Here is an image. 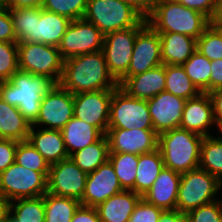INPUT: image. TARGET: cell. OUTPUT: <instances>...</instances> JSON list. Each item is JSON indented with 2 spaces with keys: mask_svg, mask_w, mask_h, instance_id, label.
Wrapping results in <instances>:
<instances>
[{
  "mask_svg": "<svg viewBox=\"0 0 222 222\" xmlns=\"http://www.w3.org/2000/svg\"><path fill=\"white\" fill-rule=\"evenodd\" d=\"M59 84L73 95L119 86L108 69L102 50L64 60Z\"/></svg>",
  "mask_w": 222,
  "mask_h": 222,
  "instance_id": "obj_1",
  "label": "cell"
},
{
  "mask_svg": "<svg viewBox=\"0 0 222 222\" xmlns=\"http://www.w3.org/2000/svg\"><path fill=\"white\" fill-rule=\"evenodd\" d=\"M18 43L59 46L71 20L42 8L9 9Z\"/></svg>",
  "mask_w": 222,
  "mask_h": 222,
  "instance_id": "obj_2",
  "label": "cell"
},
{
  "mask_svg": "<svg viewBox=\"0 0 222 222\" xmlns=\"http://www.w3.org/2000/svg\"><path fill=\"white\" fill-rule=\"evenodd\" d=\"M54 84L46 76L18 70L8 81L0 82V98L16 106L32 125L39 115L43 96Z\"/></svg>",
  "mask_w": 222,
  "mask_h": 222,
  "instance_id": "obj_3",
  "label": "cell"
},
{
  "mask_svg": "<svg viewBox=\"0 0 222 222\" xmlns=\"http://www.w3.org/2000/svg\"><path fill=\"white\" fill-rule=\"evenodd\" d=\"M157 33H179L198 39L211 20L203 13L176 0H156L146 18Z\"/></svg>",
  "mask_w": 222,
  "mask_h": 222,
  "instance_id": "obj_4",
  "label": "cell"
},
{
  "mask_svg": "<svg viewBox=\"0 0 222 222\" xmlns=\"http://www.w3.org/2000/svg\"><path fill=\"white\" fill-rule=\"evenodd\" d=\"M203 138L180 127L158 134V149L163 156L164 167L180 174L199 168Z\"/></svg>",
  "mask_w": 222,
  "mask_h": 222,
  "instance_id": "obj_5",
  "label": "cell"
},
{
  "mask_svg": "<svg viewBox=\"0 0 222 222\" xmlns=\"http://www.w3.org/2000/svg\"><path fill=\"white\" fill-rule=\"evenodd\" d=\"M84 19L94 24L105 36L137 26L144 17L120 0H88Z\"/></svg>",
  "mask_w": 222,
  "mask_h": 222,
  "instance_id": "obj_6",
  "label": "cell"
},
{
  "mask_svg": "<svg viewBox=\"0 0 222 222\" xmlns=\"http://www.w3.org/2000/svg\"><path fill=\"white\" fill-rule=\"evenodd\" d=\"M222 183L206 170L197 168L181 174L176 209L184 214L201 205L218 200L215 198Z\"/></svg>",
  "mask_w": 222,
  "mask_h": 222,
  "instance_id": "obj_7",
  "label": "cell"
},
{
  "mask_svg": "<svg viewBox=\"0 0 222 222\" xmlns=\"http://www.w3.org/2000/svg\"><path fill=\"white\" fill-rule=\"evenodd\" d=\"M63 59L57 46L42 43H18L19 70L43 75L59 84L63 73Z\"/></svg>",
  "mask_w": 222,
  "mask_h": 222,
  "instance_id": "obj_8",
  "label": "cell"
},
{
  "mask_svg": "<svg viewBox=\"0 0 222 222\" xmlns=\"http://www.w3.org/2000/svg\"><path fill=\"white\" fill-rule=\"evenodd\" d=\"M47 192V177L16 162L0 173V195L9 202L35 198Z\"/></svg>",
  "mask_w": 222,
  "mask_h": 222,
  "instance_id": "obj_9",
  "label": "cell"
},
{
  "mask_svg": "<svg viewBox=\"0 0 222 222\" xmlns=\"http://www.w3.org/2000/svg\"><path fill=\"white\" fill-rule=\"evenodd\" d=\"M108 128L154 129L147 100L134 98L119 86L115 88L110 103Z\"/></svg>",
  "mask_w": 222,
  "mask_h": 222,
  "instance_id": "obj_10",
  "label": "cell"
},
{
  "mask_svg": "<svg viewBox=\"0 0 222 222\" xmlns=\"http://www.w3.org/2000/svg\"><path fill=\"white\" fill-rule=\"evenodd\" d=\"M146 24L147 19L144 18L137 26L104 36L102 51L108 69L117 81L128 71L137 33Z\"/></svg>",
  "mask_w": 222,
  "mask_h": 222,
  "instance_id": "obj_11",
  "label": "cell"
},
{
  "mask_svg": "<svg viewBox=\"0 0 222 222\" xmlns=\"http://www.w3.org/2000/svg\"><path fill=\"white\" fill-rule=\"evenodd\" d=\"M104 35L92 23L83 19L72 20L58 46L63 60L101 51Z\"/></svg>",
  "mask_w": 222,
  "mask_h": 222,
  "instance_id": "obj_12",
  "label": "cell"
},
{
  "mask_svg": "<svg viewBox=\"0 0 222 222\" xmlns=\"http://www.w3.org/2000/svg\"><path fill=\"white\" fill-rule=\"evenodd\" d=\"M73 116V94L60 84H54L43 96L39 115L32 126L40 127L42 125L40 128L61 130Z\"/></svg>",
  "mask_w": 222,
  "mask_h": 222,
  "instance_id": "obj_13",
  "label": "cell"
},
{
  "mask_svg": "<svg viewBox=\"0 0 222 222\" xmlns=\"http://www.w3.org/2000/svg\"><path fill=\"white\" fill-rule=\"evenodd\" d=\"M88 174L82 171L69 157L50 165L47 178V192L81 200Z\"/></svg>",
  "mask_w": 222,
  "mask_h": 222,
  "instance_id": "obj_14",
  "label": "cell"
},
{
  "mask_svg": "<svg viewBox=\"0 0 222 222\" xmlns=\"http://www.w3.org/2000/svg\"><path fill=\"white\" fill-rule=\"evenodd\" d=\"M114 90L103 89L73 95L74 116L93 125L105 135L108 129L110 103Z\"/></svg>",
  "mask_w": 222,
  "mask_h": 222,
  "instance_id": "obj_15",
  "label": "cell"
},
{
  "mask_svg": "<svg viewBox=\"0 0 222 222\" xmlns=\"http://www.w3.org/2000/svg\"><path fill=\"white\" fill-rule=\"evenodd\" d=\"M160 36L148 23L137 33L128 71L131 77L162 65Z\"/></svg>",
  "mask_w": 222,
  "mask_h": 222,
  "instance_id": "obj_16",
  "label": "cell"
},
{
  "mask_svg": "<svg viewBox=\"0 0 222 222\" xmlns=\"http://www.w3.org/2000/svg\"><path fill=\"white\" fill-rule=\"evenodd\" d=\"M109 153L141 155L158 149V134L154 129L108 128Z\"/></svg>",
  "mask_w": 222,
  "mask_h": 222,
  "instance_id": "obj_17",
  "label": "cell"
},
{
  "mask_svg": "<svg viewBox=\"0 0 222 222\" xmlns=\"http://www.w3.org/2000/svg\"><path fill=\"white\" fill-rule=\"evenodd\" d=\"M113 165L109 160L89 173L86 180L81 205L97 207L111 196L123 191Z\"/></svg>",
  "mask_w": 222,
  "mask_h": 222,
  "instance_id": "obj_18",
  "label": "cell"
},
{
  "mask_svg": "<svg viewBox=\"0 0 222 222\" xmlns=\"http://www.w3.org/2000/svg\"><path fill=\"white\" fill-rule=\"evenodd\" d=\"M186 100L162 91L147 100L154 131L157 134L180 127Z\"/></svg>",
  "mask_w": 222,
  "mask_h": 222,
  "instance_id": "obj_19",
  "label": "cell"
},
{
  "mask_svg": "<svg viewBox=\"0 0 222 222\" xmlns=\"http://www.w3.org/2000/svg\"><path fill=\"white\" fill-rule=\"evenodd\" d=\"M213 125L216 123L208 93L201 92L198 96L186 100L180 128L205 137L211 135L209 130Z\"/></svg>",
  "mask_w": 222,
  "mask_h": 222,
  "instance_id": "obj_20",
  "label": "cell"
},
{
  "mask_svg": "<svg viewBox=\"0 0 222 222\" xmlns=\"http://www.w3.org/2000/svg\"><path fill=\"white\" fill-rule=\"evenodd\" d=\"M118 83L128 95L141 100H149L165 91V65H159L131 77H121Z\"/></svg>",
  "mask_w": 222,
  "mask_h": 222,
  "instance_id": "obj_21",
  "label": "cell"
},
{
  "mask_svg": "<svg viewBox=\"0 0 222 222\" xmlns=\"http://www.w3.org/2000/svg\"><path fill=\"white\" fill-rule=\"evenodd\" d=\"M180 178V173L163 167L152 187L142 198L163 210L176 209Z\"/></svg>",
  "mask_w": 222,
  "mask_h": 222,
  "instance_id": "obj_22",
  "label": "cell"
},
{
  "mask_svg": "<svg viewBox=\"0 0 222 222\" xmlns=\"http://www.w3.org/2000/svg\"><path fill=\"white\" fill-rule=\"evenodd\" d=\"M30 127L28 141L43 156V158L53 165L61 160L69 158L66 151L61 130Z\"/></svg>",
  "mask_w": 222,
  "mask_h": 222,
  "instance_id": "obj_23",
  "label": "cell"
},
{
  "mask_svg": "<svg viewBox=\"0 0 222 222\" xmlns=\"http://www.w3.org/2000/svg\"><path fill=\"white\" fill-rule=\"evenodd\" d=\"M141 198L142 196L132 190H123L95 208L101 222H129Z\"/></svg>",
  "mask_w": 222,
  "mask_h": 222,
  "instance_id": "obj_24",
  "label": "cell"
},
{
  "mask_svg": "<svg viewBox=\"0 0 222 222\" xmlns=\"http://www.w3.org/2000/svg\"><path fill=\"white\" fill-rule=\"evenodd\" d=\"M164 65H182L197 50V40L179 33H159Z\"/></svg>",
  "mask_w": 222,
  "mask_h": 222,
  "instance_id": "obj_25",
  "label": "cell"
},
{
  "mask_svg": "<svg viewBox=\"0 0 222 222\" xmlns=\"http://www.w3.org/2000/svg\"><path fill=\"white\" fill-rule=\"evenodd\" d=\"M68 155L98 141L103 134L93 125L73 116L61 129Z\"/></svg>",
  "mask_w": 222,
  "mask_h": 222,
  "instance_id": "obj_26",
  "label": "cell"
},
{
  "mask_svg": "<svg viewBox=\"0 0 222 222\" xmlns=\"http://www.w3.org/2000/svg\"><path fill=\"white\" fill-rule=\"evenodd\" d=\"M30 127L16 106L0 98V138L26 141Z\"/></svg>",
  "mask_w": 222,
  "mask_h": 222,
  "instance_id": "obj_27",
  "label": "cell"
},
{
  "mask_svg": "<svg viewBox=\"0 0 222 222\" xmlns=\"http://www.w3.org/2000/svg\"><path fill=\"white\" fill-rule=\"evenodd\" d=\"M163 167V156L159 149L139 155L134 192L143 196L152 187Z\"/></svg>",
  "mask_w": 222,
  "mask_h": 222,
  "instance_id": "obj_28",
  "label": "cell"
},
{
  "mask_svg": "<svg viewBox=\"0 0 222 222\" xmlns=\"http://www.w3.org/2000/svg\"><path fill=\"white\" fill-rule=\"evenodd\" d=\"M109 146L106 135L95 143L72 153L69 157L86 174L92 173L108 160Z\"/></svg>",
  "mask_w": 222,
  "mask_h": 222,
  "instance_id": "obj_29",
  "label": "cell"
},
{
  "mask_svg": "<svg viewBox=\"0 0 222 222\" xmlns=\"http://www.w3.org/2000/svg\"><path fill=\"white\" fill-rule=\"evenodd\" d=\"M165 91L188 100L198 96L201 91L193 84L182 65H165Z\"/></svg>",
  "mask_w": 222,
  "mask_h": 222,
  "instance_id": "obj_30",
  "label": "cell"
},
{
  "mask_svg": "<svg viewBox=\"0 0 222 222\" xmlns=\"http://www.w3.org/2000/svg\"><path fill=\"white\" fill-rule=\"evenodd\" d=\"M80 201L70 197H60L48 192L44 194V222H71Z\"/></svg>",
  "mask_w": 222,
  "mask_h": 222,
  "instance_id": "obj_31",
  "label": "cell"
},
{
  "mask_svg": "<svg viewBox=\"0 0 222 222\" xmlns=\"http://www.w3.org/2000/svg\"><path fill=\"white\" fill-rule=\"evenodd\" d=\"M199 168L206 170L222 183V139L219 135L203 138Z\"/></svg>",
  "mask_w": 222,
  "mask_h": 222,
  "instance_id": "obj_32",
  "label": "cell"
},
{
  "mask_svg": "<svg viewBox=\"0 0 222 222\" xmlns=\"http://www.w3.org/2000/svg\"><path fill=\"white\" fill-rule=\"evenodd\" d=\"M9 213L19 222H44V195L35 198H20L10 202Z\"/></svg>",
  "mask_w": 222,
  "mask_h": 222,
  "instance_id": "obj_33",
  "label": "cell"
},
{
  "mask_svg": "<svg viewBox=\"0 0 222 222\" xmlns=\"http://www.w3.org/2000/svg\"><path fill=\"white\" fill-rule=\"evenodd\" d=\"M186 74L201 92H210L211 61L197 50L182 64Z\"/></svg>",
  "mask_w": 222,
  "mask_h": 222,
  "instance_id": "obj_34",
  "label": "cell"
},
{
  "mask_svg": "<svg viewBox=\"0 0 222 222\" xmlns=\"http://www.w3.org/2000/svg\"><path fill=\"white\" fill-rule=\"evenodd\" d=\"M139 155L130 153H109L108 160L114 167L120 185L124 190L134 191L136 168Z\"/></svg>",
  "mask_w": 222,
  "mask_h": 222,
  "instance_id": "obj_35",
  "label": "cell"
},
{
  "mask_svg": "<svg viewBox=\"0 0 222 222\" xmlns=\"http://www.w3.org/2000/svg\"><path fill=\"white\" fill-rule=\"evenodd\" d=\"M15 162L25 168L41 172L48 178L49 163L28 140L17 143Z\"/></svg>",
  "mask_w": 222,
  "mask_h": 222,
  "instance_id": "obj_36",
  "label": "cell"
},
{
  "mask_svg": "<svg viewBox=\"0 0 222 222\" xmlns=\"http://www.w3.org/2000/svg\"><path fill=\"white\" fill-rule=\"evenodd\" d=\"M197 51L210 61L222 59V35L212 23L197 39Z\"/></svg>",
  "mask_w": 222,
  "mask_h": 222,
  "instance_id": "obj_37",
  "label": "cell"
},
{
  "mask_svg": "<svg viewBox=\"0 0 222 222\" xmlns=\"http://www.w3.org/2000/svg\"><path fill=\"white\" fill-rule=\"evenodd\" d=\"M88 0H44L43 10L54 12L72 20L83 19Z\"/></svg>",
  "mask_w": 222,
  "mask_h": 222,
  "instance_id": "obj_38",
  "label": "cell"
},
{
  "mask_svg": "<svg viewBox=\"0 0 222 222\" xmlns=\"http://www.w3.org/2000/svg\"><path fill=\"white\" fill-rule=\"evenodd\" d=\"M18 70V43L0 42V82L8 81Z\"/></svg>",
  "mask_w": 222,
  "mask_h": 222,
  "instance_id": "obj_39",
  "label": "cell"
},
{
  "mask_svg": "<svg viewBox=\"0 0 222 222\" xmlns=\"http://www.w3.org/2000/svg\"><path fill=\"white\" fill-rule=\"evenodd\" d=\"M185 215L187 222H222V200L218 198L188 211Z\"/></svg>",
  "mask_w": 222,
  "mask_h": 222,
  "instance_id": "obj_40",
  "label": "cell"
},
{
  "mask_svg": "<svg viewBox=\"0 0 222 222\" xmlns=\"http://www.w3.org/2000/svg\"><path fill=\"white\" fill-rule=\"evenodd\" d=\"M163 209L141 198L133 211L129 222H158Z\"/></svg>",
  "mask_w": 222,
  "mask_h": 222,
  "instance_id": "obj_41",
  "label": "cell"
},
{
  "mask_svg": "<svg viewBox=\"0 0 222 222\" xmlns=\"http://www.w3.org/2000/svg\"><path fill=\"white\" fill-rule=\"evenodd\" d=\"M18 142L13 139L0 138V173L15 162Z\"/></svg>",
  "mask_w": 222,
  "mask_h": 222,
  "instance_id": "obj_42",
  "label": "cell"
},
{
  "mask_svg": "<svg viewBox=\"0 0 222 222\" xmlns=\"http://www.w3.org/2000/svg\"><path fill=\"white\" fill-rule=\"evenodd\" d=\"M184 6L195 9L206 15L211 21L215 18L218 10V0H176Z\"/></svg>",
  "mask_w": 222,
  "mask_h": 222,
  "instance_id": "obj_43",
  "label": "cell"
},
{
  "mask_svg": "<svg viewBox=\"0 0 222 222\" xmlns=\"http://www.w3.org/2000/svg\"><path fill=\"white\" fill-rule=\"evenodd\" d=\"M0 42L18 43L8 8H0Z\"/></svg>",
  "mask_w": 222,
  "mask_h": 222,
  "instance_id": "obj_44",
  "label": "cell"
},
{
  "mask_svg": "<svg viewBox=\"0 0 222 222\" xmlns=\"http://www.w3.org/2000/svg\"><path fill=\"white\" fill-rule=\"evenodd\" d=\"M71 222H101V220L95 207L80 205Z\"/></svg>",
  "mask_w": 222,
  "mask_h": 222,
  "instance_id": "obj_45",
  "label": "cell"
},
{
  "mask_svg": "<svg viewBox=\"0 0 222 222\" xmlns=\"http://www.w3.org/2000/svg\"><path fill=\"white\" fill-rule=\"evenodd\" d=\"M210 96L215 123L218 129L222 127V90H214L208 93Z\"/></svg>",
  "mask_w": 222,
  "mask_h": 222,
  "instance_id": "obj_46",
  "label": "cell"
},
{
  "mask_svg": "<svg viewBox=\"0 0 222 222\" xmlns=\"http://www.w3.org/2000/svg\"><path fill=\"white\" fill-rule=\"evenodd\" d=\"M222 90V59L211 61L210 92Z\"/></svg>",
  "mask_w": 222,
  "mask_h": 222,
  "instance_id": "obj_47",
  "label": "cell"
},
{
  "mask_svg": "<svg viewBox=\"0 0 222 222\" xmlns=\"http://www.w3.org/2000/svg\"><path fill=\"white\" fill-rule=\"evenodd\" d=\"M120 1L131 5L144 18H147L151 13L156 0H120Z\"/></svg>",
  "mask_w": 222,
  "mask_h": 222,
  "instance_id": "obj_48",
  "label": "cell"
},
{
  "mask_svg": "<svg viewBox=\"0 0 222 222\" xmlns=\"http://www.w3.org/2000/svg\"><path fill=\"white\" fill-rule=\"evenodd\" d=\"M186 215L177 209L163 210L158 222H185Z\"/></svg>",
  "mask_w": 222,
  "mask_h": 222,
  "instance_id": "obj_49",
  "label": "cell"
},
{
  "mask_svg": "<svg viewBox=\"0 0 222 222\" xmlns=\"http://www.w3.org/2000/svg\"><path fill=\"white\" fill-rule=\"evenodd\" d=\"M44 0H10L8 9L36 7L42 8Z\"/></svg>",
  "mask_w": 222,
  "mask_h": 222,
  "instance_id": "obj_50",
  "label": "cell"
},
{
  "mask_svg": "<svg viewBox=\"0 0 222 222\" xmlns=\"http://www.w3.org/2000/svg\"><path fill=\"white\" fill-rule=\"evenodd\" d=\"M10 202L0 195V220H3L9 213Z\"/></svg>",
  "mask_w": 222,
  "mask_h": 222,
  "instance_id": "obj_51",
  "label": "cell"
},
{
  "mask_svg": "<svg viewBox=\"0 0 222 222\" xmlns=\"http://www.w3.org/2000/svg\"><path fill=\"white\" fill-rule=\"evenodd\" d=\"M211 23L219 30L222 35V19L221 18H214Z\"/></svg>",
  "mask_w": 222,
  "mask_h": 222,
  "instance_id": "obj_52",
  "label": "cell"
},
{
  "mask_svg": "<svg viewBox=\"0 0 222 222\" xmlns=\"http://www.w3.org/2000/svg\"><path fill=\"white\" fill-rule=\"evenodd\" d=\"M215 18H221L222 19V0H218V10Z\"/></svg>",
  "mask_w": 222,
  "mask_h": 222,
  "instance_id": "obj_53",
  "label": "cell"
},
{
  "mask_svg": "<svg viewBox=\"0 0 222 222\" xmlns=\"http://www.w3.org/2000/svg\"><path fill=\"white\" fill-rule=\"evenodd\" d=\"M10 0H0V8H8Z\"/></svg>",
  "mask_w": 222,
  "mask_h": 222,
  "instance_id": "obj_54",
  "label": "cell"
},
{
  "mask_svg": "<svg viewBox=\"0 0 222 222\" xmlns=\"http://www.w3.org/2000/svg\"><path fill=\"white\" fill-rule=\"evenodd\" d=\"M8 222H19V221L15 219L10 213H8Z\"/></svg>",
  "mask_w": 222,
  "mask_h": 222,
  "instance_id": "obj_55",
  "label": "cell"
},
{
  "mask_svg": "<svg viewBox=\"0 0 222 222\" xmlns=\"http://www.w3.org/2000/svg\"><path fill=\"white\" fill-rule=\"evenodd\" d=\"M0 222H8V214L3 220H0Z\"/></svg>",
  "mask_w": 222,
  "mask_h": 222,
  "instance_id": "obj_56",
  "label": "cell"
},
{
  "mask_svg": "<svg viewBox=\"0 0 222 222\" xmlns=\"http://www.w3.org/2000/svg\"><path fill=\"white\" fill-rule=\"evenodd\" d=\"M218 131H219V133L221 134V136L219 135V137L222 139V127H220V128L218 129Z\"/></svg>",
  "mask_w": 222,
  "mask_h": 222,
  "instance_id": "obj_57",
  "label": "cell"
}]
</instances>
